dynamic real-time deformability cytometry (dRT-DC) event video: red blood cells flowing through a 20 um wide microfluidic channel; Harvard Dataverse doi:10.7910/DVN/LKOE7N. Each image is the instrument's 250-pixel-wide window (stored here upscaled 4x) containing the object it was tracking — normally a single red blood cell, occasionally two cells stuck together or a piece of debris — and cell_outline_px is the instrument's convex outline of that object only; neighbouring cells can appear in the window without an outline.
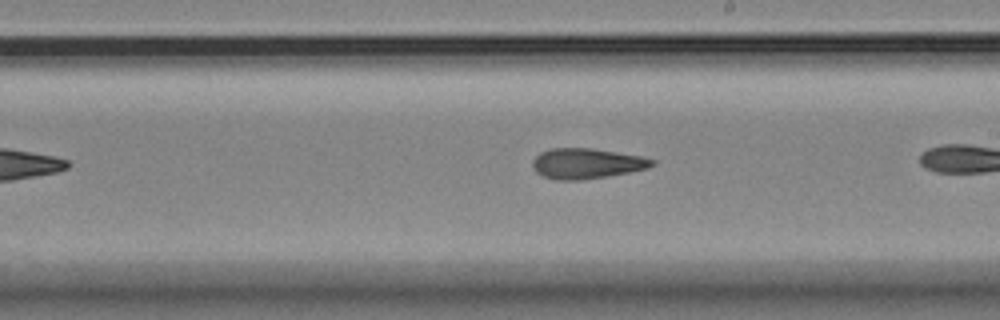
{"species": "Egyptian fruit bat (a non-hibernating species)", "species_latin": "Rousettus aegyptiacus", "temperature_condition": "room temperature", "stored_images_in_passage": 10, "camera_frame_rate_fps": 3000, "um_per_image_px": 0.085, "animal": {"sex": "female"}, "frame": {"image": 1, "passage_image": 10, "time_ms": 10.333, "image_size_px": [1000, 320], "cell_outline_px": [[656, 164], [648, 168], [608, 176], [580, 180], [556, 180], [544, 176], [536, 172], [532, 164], [532, 160], [540, 152], [552, 148], [592, 148], [640, 156], [656, 160]], "centroid_in_image_um": [49.86, 13.89], "position_along_channel_um": 239.1, "area_um2": 21.1}}